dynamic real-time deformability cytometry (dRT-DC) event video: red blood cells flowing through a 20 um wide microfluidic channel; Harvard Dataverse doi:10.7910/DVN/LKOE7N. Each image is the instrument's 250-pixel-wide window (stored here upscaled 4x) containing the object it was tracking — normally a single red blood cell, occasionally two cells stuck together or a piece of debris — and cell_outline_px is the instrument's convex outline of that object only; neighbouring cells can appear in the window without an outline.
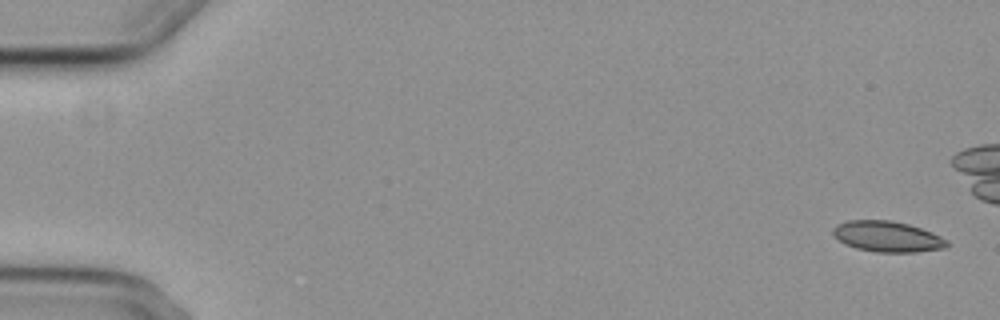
{"species": "common noctule bat (a hibernating species)", "species_latin": "Nyctalus noctula", "temperature_condition": "cold", "stored_images_in_passage": 8, "camera_frame_rate_fps": 3000, "um_per_image_px": 0.085, "animal": {"sex": "female", "body_mass_g": 29.2, "forearm_length_mm": 56.3}, "frame": {"image": 1, "passage_image": 1, "time_ms": 0.0, "image_size_px": [1000, 320], "cell_outline_px": [[948, 244], [944, 248], [916, 252], [876, 252], [856, 248], [844, 244], [832, 232], [832, 228], [836, 224], [848, 220], [892, 220], [908, 224], [932, 232], [948, 240]], "centroid_in_image_um": [75.41, 20.1], "position_along_channel_um": 9.6, "area_um2": 20.4}}
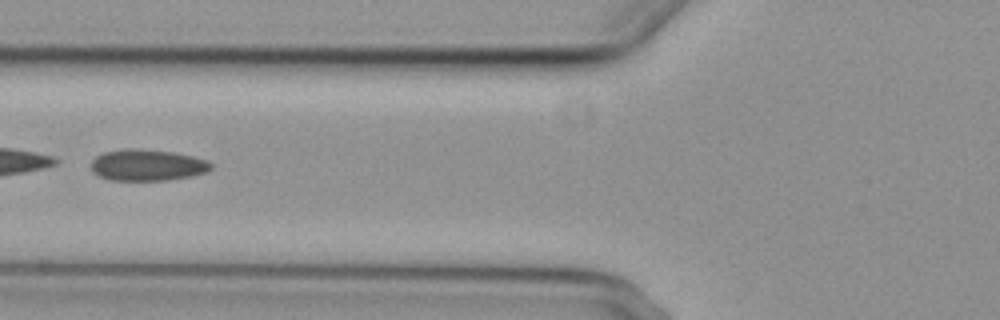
{"frame": {"image": 2, "passage_image": 8, "time_ms": 9.0, "image_size_px": [1000, 320], "cell_outline_px": [[212, 168], [208, 172], [192, 176], [168, 180], [108, 180], [92, 172], [92, 160], [96, 156], [104, 152], [128, 148], [136, 148], [172, 152], [192, 156], [208, 160], [212, 164]], "centroid_in_image_um": [12.54, 14.03], "position_along_channel_um": 113.3, "area_um2": 22.02}}